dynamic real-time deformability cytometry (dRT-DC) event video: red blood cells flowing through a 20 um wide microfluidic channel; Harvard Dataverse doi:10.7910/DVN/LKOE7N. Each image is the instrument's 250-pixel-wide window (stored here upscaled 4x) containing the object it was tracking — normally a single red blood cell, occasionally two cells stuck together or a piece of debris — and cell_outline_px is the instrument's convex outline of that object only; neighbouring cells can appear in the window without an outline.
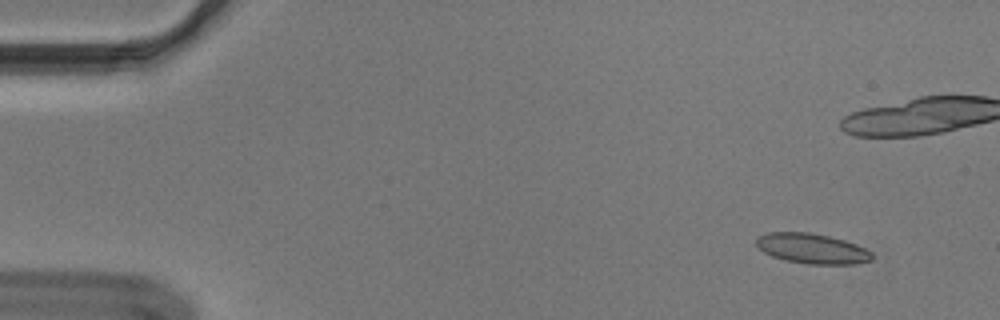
{"species": "Egyptian fruit bat (a non-hibernating species)", "species_latin": "Rousettus aegyptiacus", "temperature_condition": "cold", "stored_images_in_passage": 52, "camera_frame_rate_fps": 3000, "um_per_image_px": 0.085, "animal": {"sex": "male"}, "frame": {"image": 1, "passage_image": 1, "time_ms": 0.0, "image_size_px": [1000, 320], "cell_outline_px": [[872, 260], [852, 264], [808, 264], [784, 260], [772, 256], [764, 252], [756, 244], [756, 236], [768, 232], [812, 232], [844, 240], [856, 244], [872, 252]], "centroid_in_image_um": [69.0, 21.12], "position_along_channel_um": 16.0, "area_um2": 20.35}, "authors_computed_cell_mechanics": {"area_um2": 20.4901, "velocity_mm_per_s": 3.6494, "shape_relaxation_time_tau1_ms": null, "shape_relaxation_time_tau2_ms": 1.6674, "deformation_change_tau1": null, "deformation_change_tau2": 0.0642}}